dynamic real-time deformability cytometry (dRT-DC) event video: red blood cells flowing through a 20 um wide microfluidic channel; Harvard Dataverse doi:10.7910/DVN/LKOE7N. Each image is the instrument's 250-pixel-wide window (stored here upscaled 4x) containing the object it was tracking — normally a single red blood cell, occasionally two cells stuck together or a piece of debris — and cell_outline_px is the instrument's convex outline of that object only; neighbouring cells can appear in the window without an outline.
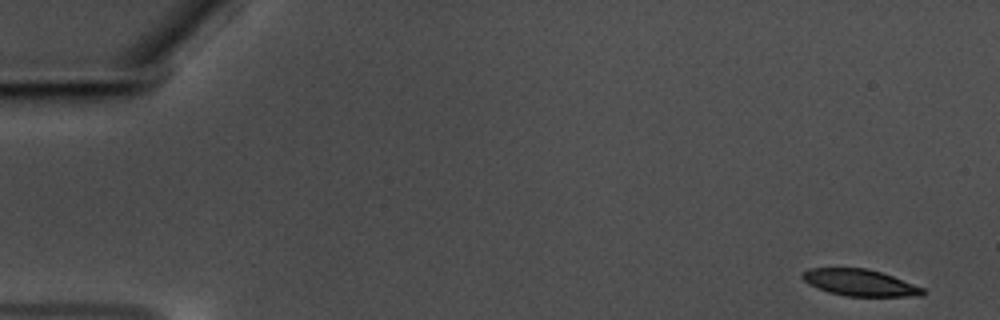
{"species": "common noctule bat (a hibernating species)", "species_latin": "Nyctalus noctula", "temperature_condition": "warm", "stored_images_in_passage": 56, "camera_frame_rate_fps": 3000, "um_per_image_px": 0.085, "animal": {"sex": "male", "body_mass_g": 17.5, "forearm_length_mm": 52.3}, "frame": {"image": 1, "passage_image": 1, "time_ms": 0.0, "image_size_px": [1000, 320], "cell_outline_px": [[928, 292], [924, 296], [844, 296], [828, 292], [816, 288], [808, 284], [800, 276], [808, 268], [864, 268], [880, 272], [892, 276], [924, 288]], "centroid_in_image_um": [73.09, 24.04], "position_along_channel_um": 11.9, "area_um2": 18.73}}
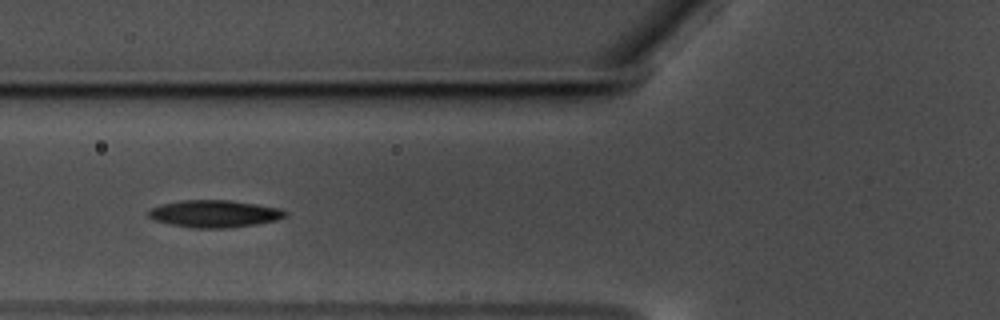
{"frame": {"image": 2, "passage_image": 21, "time_ms": 6.667, "image_size_px": [1000, 320], "cell_outline_px": [[288, 212], [284, 216], [276, 220], [256, 224], [224, 228], [192, 228], [172, 224], [156, 220], [148, 216], [148, 212], [152, 208], [164, 204], [180, 200], [228, 200], [256, 204], [280, 208]], "centroid_in_image_um": [18.24, 18.16], "position_along_channel_um": 107.6, "area_um2": 21.39}}
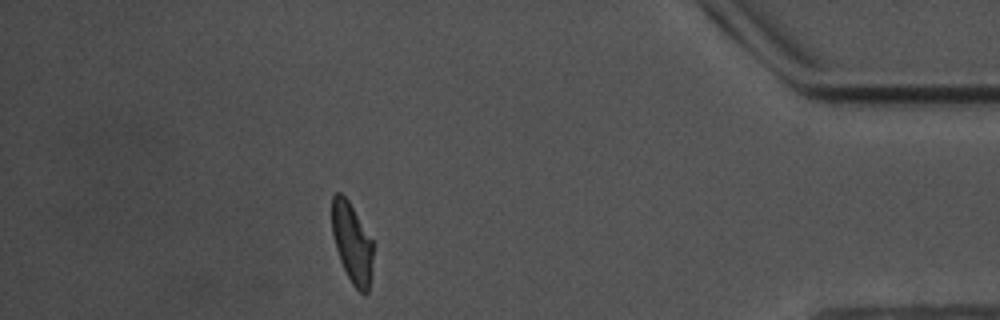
{"frame": {"image": 3, "passage_image": 50, "time_ms": 16.333, "image_size_px": [1000, 320], "cell_outline_px": [[372, 260], [368, 292], [364, 296], [352, 284], [340, 260], [336, 248], [332, 232], [332, 196], [336, 192], [340, 192], [348, 200], [372, 240]], "centroid_in_image_um": [29.91, 20.65], "position_along_channel_um": 405.3, "area_um2": 18.84}, "authors_computed_cell_mechanics": {"area_um2": 20.6924, "velocity_mm_per_s": 3.5361, "shape_relaxation_time_tau1_ms": 5.9769, "shape_relaxation_time_tau2_ms": 4.5285, "deformation_change_tau1": 0.1618, "deformation_change_tau2": 0.1194}}